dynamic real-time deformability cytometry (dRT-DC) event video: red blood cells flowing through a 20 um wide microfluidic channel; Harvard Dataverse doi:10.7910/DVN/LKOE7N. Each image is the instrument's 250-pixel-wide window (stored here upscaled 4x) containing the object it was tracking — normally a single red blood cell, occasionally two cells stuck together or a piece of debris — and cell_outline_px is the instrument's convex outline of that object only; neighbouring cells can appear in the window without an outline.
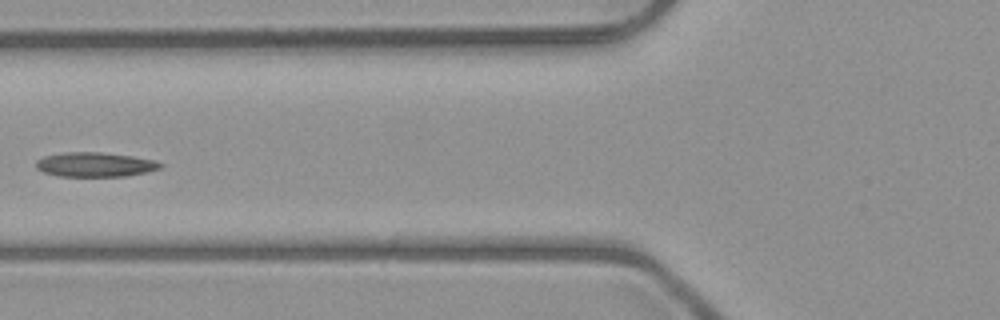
{"species": "common noctule bat (a hibernating species)", "species_latin": "Nyctalus noctula", "temperature_condition": "room temperature", "stored_images_in_passage": 6, "camera_frame_rate_fps": 3000, "um_per_image_px": 0.085, "animal": {"sex": "male", "body_mass_g": 23.1, "forearm_length_mm": 52.7}, "frame": {"image": 1, "passage_image": 6, "time_ms": 6.667, "image_size_px": [1000, 320], "cell_outline_px": [[164, 164], [160, 168], [144, 172], [124, 176], [56, 176], [44, 172], [36, 168], [36, 160], [44, 156], [64, 152], [100, 152], [132, 156], [156, 160]], "centroid_in_image_um": [8.06, 13.98], "position_along_channel_um": 117.7, "area_um2": 17.69}}